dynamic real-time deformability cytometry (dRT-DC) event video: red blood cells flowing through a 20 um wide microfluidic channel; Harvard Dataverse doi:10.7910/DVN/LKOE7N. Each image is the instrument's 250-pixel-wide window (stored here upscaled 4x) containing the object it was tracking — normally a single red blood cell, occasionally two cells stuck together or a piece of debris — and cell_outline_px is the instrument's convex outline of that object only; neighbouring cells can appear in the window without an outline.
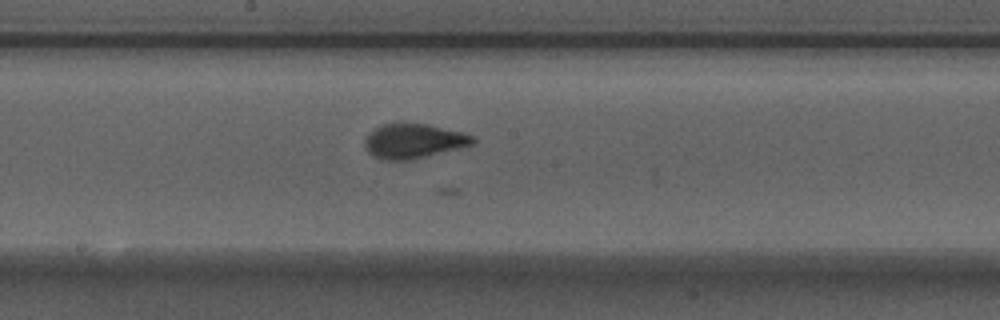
{"species": "Egyptian fruit bat (a non-hibernating species)", "species_latin": "Rousettus aegyptiacus", "temperature_condition": "warm", "stored_images_in_passage": 33, "camera_frame_rate_fps": 3000, "um_per_image_px": 0.085, "animal": {"sex": "male"}, "frame": {"image": 1, "passage_image": 19, "time_ms": 6.0, "image_size_px": [1000, 320], "cell_outline_px": [[476, 140], [472, 144], [412, 160], [380, 160], [368, 152], [364, 144], [364, 140], [380, 124], [428, 124], [476, 136]], "centroid_in_image_um": [35.14, 12.0], "position_along_channel_um": 213.1, "area_um2": 21.44}}
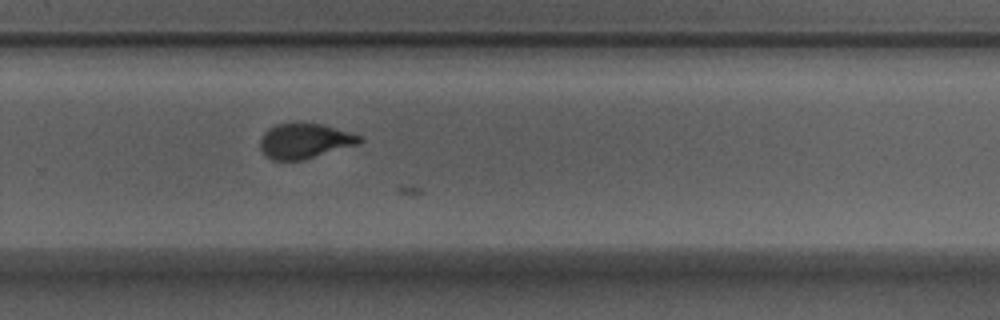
{"frame": {"image": 2, "passage_image": 26, "time_ms": 8.333, "image_size_px": [1000, 320], "cell_outline_px": [[364, 140], [360, 144], [304, 160], [272, 160], [260, 148], [260, 140], [264, 132], [268, 128], [276, 124], [320, 124], [348, 132], [360, 136]], "centroid_in_image_um": [25.91, 12.0], "position_along_channel_um": 303.9, "area_um2": 20.06}}
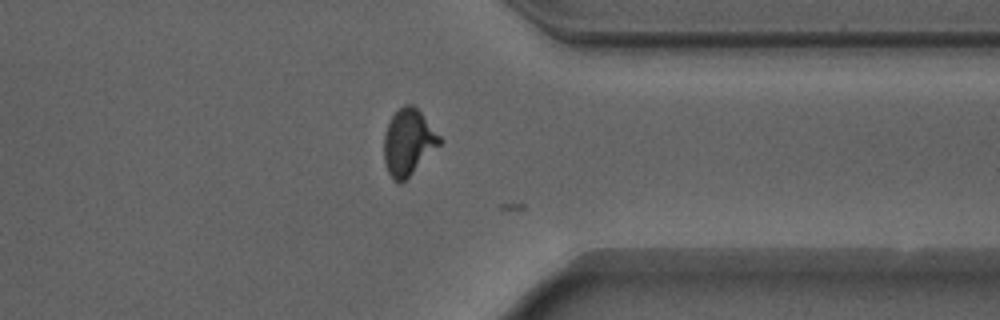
{"frame": {"image": 3, "passage_image": 32, "time_ms": 10.333, "image_size_px": [1000, 320], "cell_outline_px": [[444, 140], [400, 184], [392, 180], [388, 172], [384, 160], [384, 132], [392, 116], [404, 104], [412, 104], [420, 112]], "centroid_in_image_um": [34.69, 12.08], "position_along_channel_um": 376.7, "area_um2": 21.1}}